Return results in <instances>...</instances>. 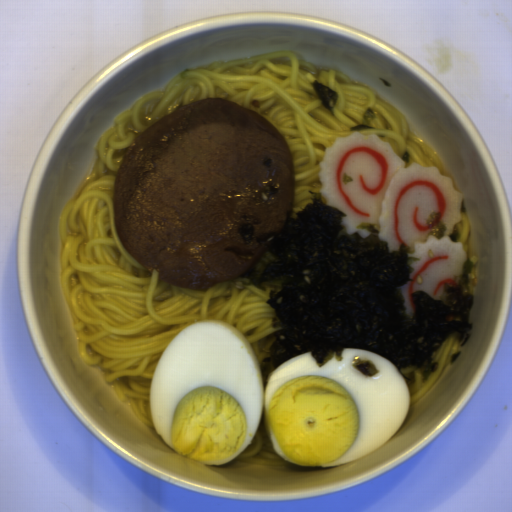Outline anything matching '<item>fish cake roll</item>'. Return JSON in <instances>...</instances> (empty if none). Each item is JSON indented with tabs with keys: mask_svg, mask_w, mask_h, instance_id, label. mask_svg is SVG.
Masks as SVG:
<instances>
[{
	"mask_svg": "<svg viewBox=\"0 0 512 512\" xmlns=\"http://www.w3.org/2000/svg\"><path fill=\"white\" fill-rule=\"evenodd\" d=\"M319 194L325 204L346 214L341 224L348 234L371 233L356 229L361 222L376 225L379 240L388 243V253L407 244L413 270L406 285L399 287L405 299L406 316L416 311L411 294L426 291L440 300L444 283L460 279L467 252L461 241H451L462 217L463 192L437 166L416 162L408 167L379 134L354 131L336 136L326 146L318 164Z\"/></svg>",
	"mask_w": 512,
	"mask_h": 512,
	"instance_id": "1",
	"label": "fish cake roll"
}]
</instances>
